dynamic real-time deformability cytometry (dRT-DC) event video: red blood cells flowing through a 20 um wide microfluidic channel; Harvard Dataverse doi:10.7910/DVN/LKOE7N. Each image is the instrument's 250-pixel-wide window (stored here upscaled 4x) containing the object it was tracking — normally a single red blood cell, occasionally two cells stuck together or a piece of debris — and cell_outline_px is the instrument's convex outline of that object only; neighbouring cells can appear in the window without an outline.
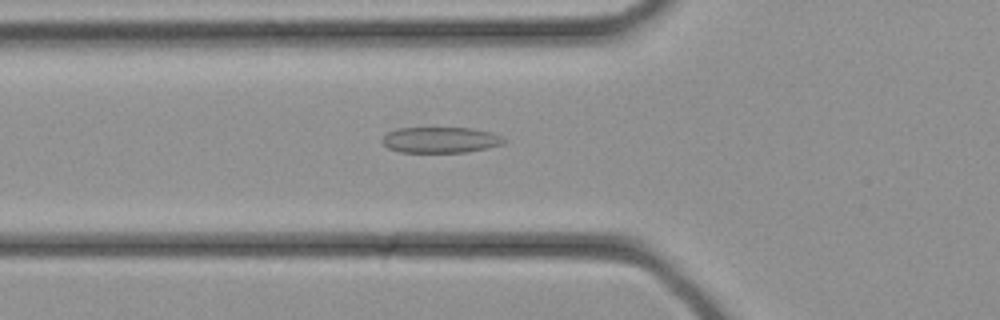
{"species": "common noctule bat (a hibernating species)", "species_latin": "Nyctalus noctula", "temperature_condition": "cold", "stored_images_in_passage": 34, "camera_frame_rate_fps": 3000, "um_per_image_px": 0.085, "animal": {"sex": "female", "body_mass_g": 21.9}, "frame": {"image": 1, "passage_image": 12, "time_ms": 3.667, "image_size_px": [1000, 320], "cell_outline_px": [[508, 140], [504, 144], [488, 148], [464, 152], [400, 152], [388, 148], [380, 140], [388, 132], [396, 128], [472, 128], [492, 132]], "centroid_in_image_um": [37.46, 11.89], "position_along_channel_um": 88.3, "area_um2": 18.44}}
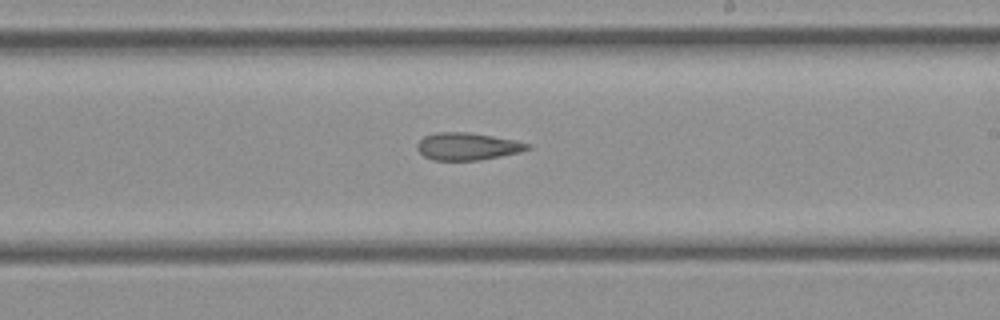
{"frame": {"image": 2, "passage_image": 20, "time_ms": 6.333, "image_size_px": [1000, 320], "cell_outline_px": [[532, 148], [520, 152], [480, 160], [432, 160], [424, 156], [416, 148], [416, 144], [424, 136], [436, 132], [468, 132], [516, 140], [532, 144]], "centroid_in_image_um": [39.74, 12.44], "position_along_channel_um": 249.3, "area_um2": 17.69}}
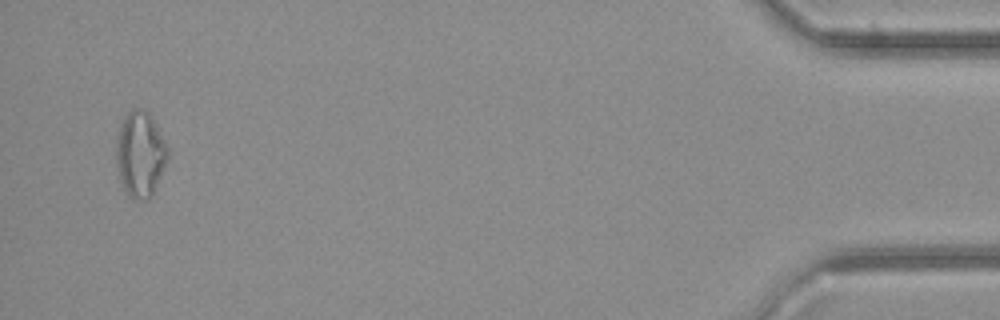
{"frame": {"image": 3, "passage_image": 33, "time_ms": 10.667, "image_size_px": [1000, 320], "cell_outline_px": [[168, 160], [152, 196], [148, 200], [132, 200], [128, 196], [120, 180], [116, 164], [116, 132], [124, 116], [132, 108], [140, 108], [148, 112], [168, 148]], "centroid_in_image_um": [11.89, 13.13], "position_along_channel_um": 423.3, "area_um2": 25.95}}